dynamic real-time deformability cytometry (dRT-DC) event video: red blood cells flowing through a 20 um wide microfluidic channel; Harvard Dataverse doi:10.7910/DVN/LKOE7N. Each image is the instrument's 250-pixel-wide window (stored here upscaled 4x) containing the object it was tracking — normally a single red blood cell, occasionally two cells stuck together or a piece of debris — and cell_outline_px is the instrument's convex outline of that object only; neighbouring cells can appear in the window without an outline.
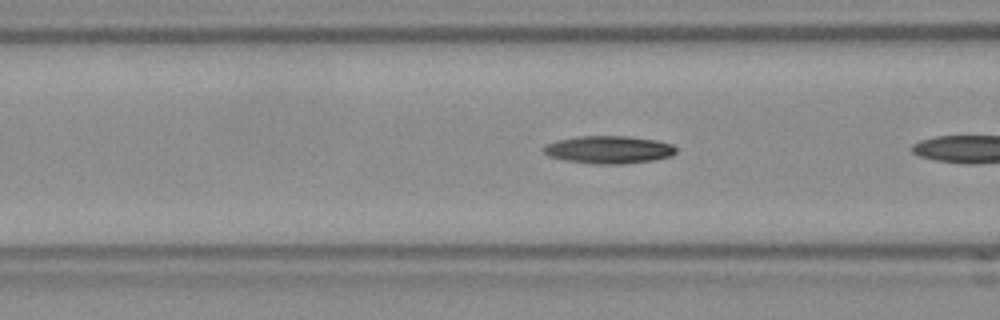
{"species": "Egyptian fruit bat (a non-hibernating species)", "species_latin": "Rousettus aegyptiacus", "temperature_condition": "room temperature", "stored_images_in_passage": 5, "camera_frame_rate_fps": 3000, "um_per_image_px": 0.085, "frame": {"image": 1, "passage_image": 4, "time_ms": 1.0, "image_size_px": [1000, 320], "cell_outline_px": [[676, 152], [672, 156], [652, 160], [624, 164], [592, 164], [564, 160], [548, 156], [544, 152], [544, 148], [548, 144], [560, 140], [580, 136], [628, 136], [656, 140], [672, 144], [676, 148]], "centroid_in_image_um": [51.78, 12.73], "position_along_channel_um": 114.8, "area_um2": 21.27}}